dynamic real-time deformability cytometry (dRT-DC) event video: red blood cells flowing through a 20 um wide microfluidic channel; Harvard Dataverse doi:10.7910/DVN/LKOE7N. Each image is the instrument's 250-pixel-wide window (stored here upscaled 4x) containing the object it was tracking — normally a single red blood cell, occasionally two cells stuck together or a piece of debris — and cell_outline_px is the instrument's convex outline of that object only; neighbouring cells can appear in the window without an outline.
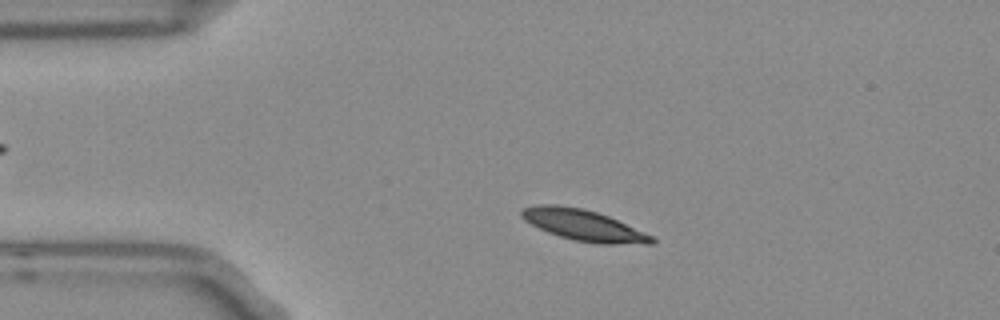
{"species": "Egyptian fruit bat (a non-hibernating species)", "species_latin": "Rousettus aegyptiacus", "temperature_condition": "room temperature", "stored_images_in_passage": 51, "camera_frame_rate_fps": 3000, "um_per_image_px": 0.085, "frame": {"image": 1, "passage_image": 8, "time_ms": 2.333, "image_size_px": [1000, 320], "cell_outline_px": [[656, 240], [652, 244], [596, 244], [572, 240], [548, 232], [524, 220], [520, 216], [520, 212], [524, 208], [540, 204], [556, 204], [584, 208], [608, 216], [652, 236]], "centroid_in_image_um": [49.59, 19.15], "position_along_channel_um": 35.4, "area_um2": 23.47}}
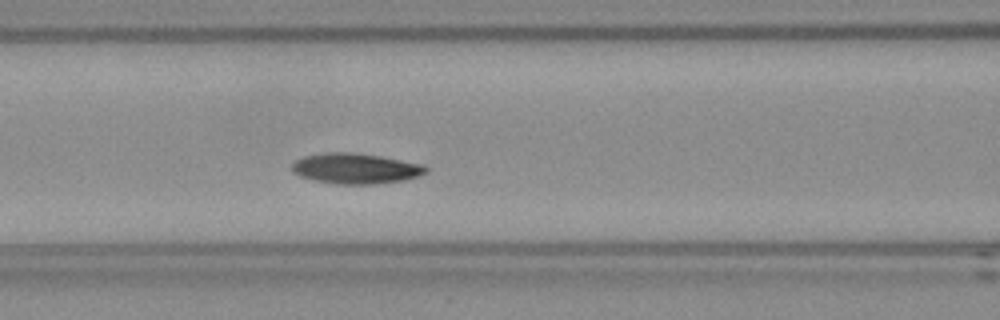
{"frame": {"image": 2, "passage_image": 19, "time_ms": 6.0, "image_size_px": [1000, 320], "cell_outline_px": [[428, 172], [404, 180], [372, 184], [336, 184], [312, 180], [300, 176], [292, 172], [292, 164], [296, 160], [304, 156], [324, 152], [352, 152], [380, 156], [424, 164], [428, 168]], "centroid_in_image_um": [30.21, 14.32], "position_along_channel_um": 136.4, "area_um2": 23.87}}
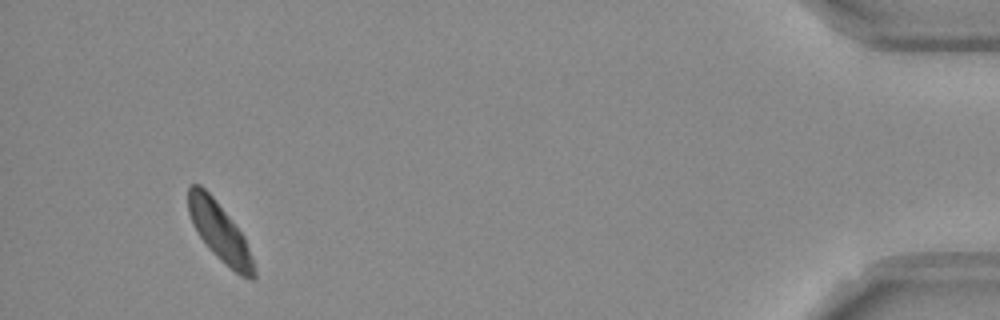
{"frame": {"image": 3, "passage_image": 48, "time_ms": 15.667, "image_size_px": [1000, 320], "cell_outline_px": [[256, 280], [252, 280], [240, 276], [216, 256], [208, 248], [192, 224], [188, 212], [188, 188], [192, 184], [200, 184], [212, 196], [244, 236], [256, 272]], "centroid_in_image_um": [18.66, 19.73], "position_along_channel_um": 416.5, "area_um2": 22.02}, "authors_computed_cell_mechanics": {"area_um2": 23.0044, "velocity_mm_per_s": 3.6839, "shape_relaxation_time_tau1_ms": 3.3606, "shape_relaxation_time_tau2_ms": null, "deformation_change_tau1": 0.0992, "deformation_change_tau2": null}}